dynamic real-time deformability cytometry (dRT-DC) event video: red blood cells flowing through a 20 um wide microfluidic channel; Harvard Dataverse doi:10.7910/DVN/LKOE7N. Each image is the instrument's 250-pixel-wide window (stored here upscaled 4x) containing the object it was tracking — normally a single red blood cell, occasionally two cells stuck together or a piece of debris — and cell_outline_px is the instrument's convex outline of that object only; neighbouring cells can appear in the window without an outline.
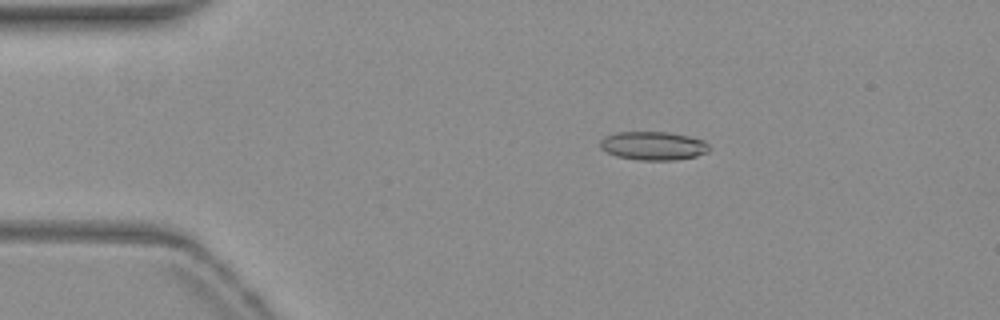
{"species": "common noctule bat (a hibernating species)", "species_latin": "Nyctalus noctula", "temperature_condition": "warm", "stored_images_in_passage": 53, "camera_frame_rate_fps": 3000, "um_per_image_px": 0.085, "animal": {"sex": "female", "body_mass_g": 19.3, "forearm_length_mm": 54.1}, "frame": {"image": 1, "passage_image": 9, "time_ms": 2.667, "image_size_px": [1000, 320], "cell_outline_px": [[708, 152], [696, 156], [676, 160], [636, 160], [616, 156], [600, 148], [600, 140], [604, 136], [620, 132], [668, 132], [688, 136], [704, 140], [708, 144]], "centroid_in_image_um": [55.51, 12.39], "position_along_channel_um": 29.5, "area_um2": 18.15}}
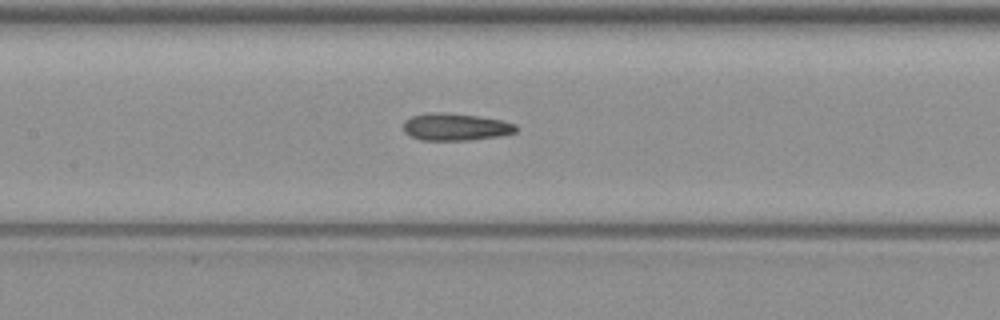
{"frame": {"image": 2, "passage_image": 24, "time_ms": 7.667, "image_size_px": [1000, 320], "cell_outline_px": [[516, 132], [500, 136], [468, 140], [420, 140], [404, 132], [404, 120], [412, 116], [432, 112], [480, 116], [500, 120], [516, 124]], "centroid_in_image_um": [38.72, 10.79], "position_along_channel_um": 168.7, "area_um2": 17.69}}
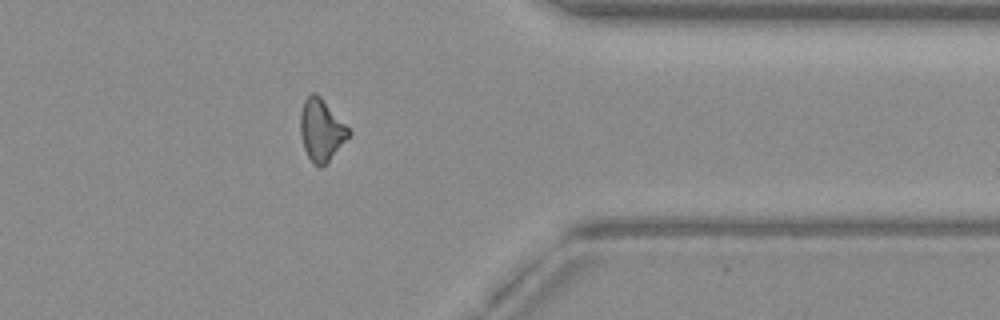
{"frame": {"image": 3, "passage_image": 42, "time_ms": 13.667, "image_size_px": [1000, 320], "cell_outline_px": [[352, 132], [328, 164], [320, 168], [308, 156], [304, 148], [300, 136], [300, 112], [304, 100], [312, 92], [316, 92], [320, 96]], "centroid_in_image_um": [27.31, 11.07], "position_along_channel_um": 384.1, "area_um2": 17.46}, "authors_computed_cell_mechanics": {"area_um2": 17.5712, "velocity_mm_per_s": 3.8397, "shape_relaxation_time_tau1_ms": null, "shape_relaxation_time_tau2_ms": 2.6697, "deformation_change_tau1": null, "deformation_change_tau2": 0.1104}}